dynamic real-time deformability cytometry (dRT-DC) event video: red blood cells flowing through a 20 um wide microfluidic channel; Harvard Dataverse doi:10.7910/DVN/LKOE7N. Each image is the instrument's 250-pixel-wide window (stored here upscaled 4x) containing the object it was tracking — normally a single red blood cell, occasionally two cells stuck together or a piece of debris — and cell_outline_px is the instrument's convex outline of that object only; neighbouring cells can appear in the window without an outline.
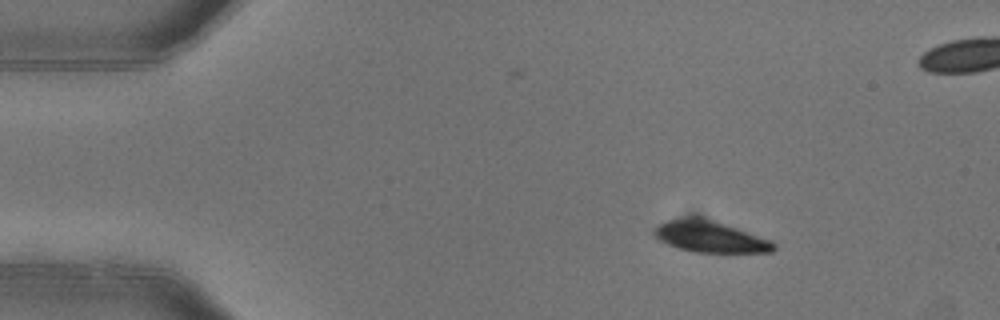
{"species": "common noctule bat (a hibernating species)", "species_latin": "Nyctalus noctula", "temperature_condition": "warm", "stored_images_in_passage": 3, "camera_frame_rate_fps": 3000, "um_per_image_px": 0.085, "animal": {"sex": "female"}, "frame": {"image": 1, "passage_image": 1, "time_ms": 0.0, "image_size_px": [1000, 320], "cell_outline_px": [[776, 248], [772, 252], [692, 252], [676, 248], [660, 240], [652, 232], [652, 228], [656, 224], [664, 220], [688, 216], [696, 216], [736, 228], [772, 240], [776, 244]], "centroid_in_image_um": [60.29, 20.11], "position_along_channel_um": 24.7, "area_um2": 21.96}}